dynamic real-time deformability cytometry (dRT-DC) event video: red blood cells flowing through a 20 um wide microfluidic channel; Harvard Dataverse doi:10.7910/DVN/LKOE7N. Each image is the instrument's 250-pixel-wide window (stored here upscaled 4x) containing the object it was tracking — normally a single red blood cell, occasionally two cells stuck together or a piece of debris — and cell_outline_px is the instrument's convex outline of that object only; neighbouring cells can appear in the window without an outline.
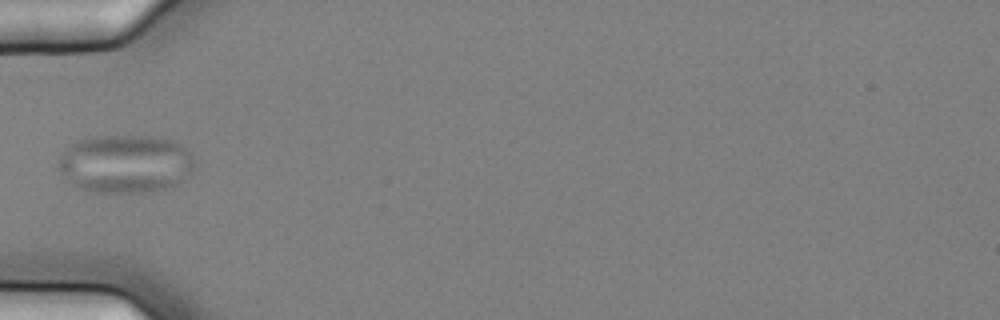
{"species": "common noctule bat (a hibernating species)", "species_latin": "Nyctalus noctula", "temperature_condition": "cold", "stored_images_in_passage": 10, "camera_frame_rate_fps": 3000, "um_per_image_px": 0.085, "animal": {"sex": "female", "body_mass_g": 25.1}, "frame": {"image": 1, "passage_image": 1, "time_ms": 0.0, "image_size_px": [1000, 320], "cell_outline_px": [[192, 172], [188, 176], [172, 188], [152, 192], [84, 192], [64, 180], [56, 168], [60, 156], [64, 148], [76, 140], [100, 136], [148, 136], [172, 140], [180, 144], [192, 156]], "centroid_in_image_um": [10.58, 13.95], "position_along_channel_um": 74.4, "area_um2": 46.99}}
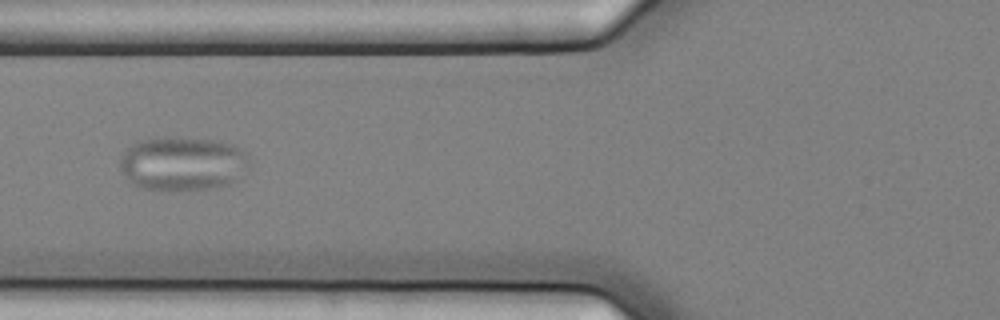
{"frame": {"image": 2, "passage_image": 2, "time_ms": 0.333, "image_size_px": [1000, 320], "cell_outline_px": [[248, 168], [236, 180], [228, 184], [208, 188], [144, 188], [132, 184], [128, 180], [120, 168], [120, 160], [124, 152], [132, 144], [140, 140], [156, 136], [168, 136], [220, 140], [232, 144], [248, 152]], "centroid_in_image_um": [15.54, 13.84], "position_along_channel_um": 110.3, "area_um2": 40.58}}
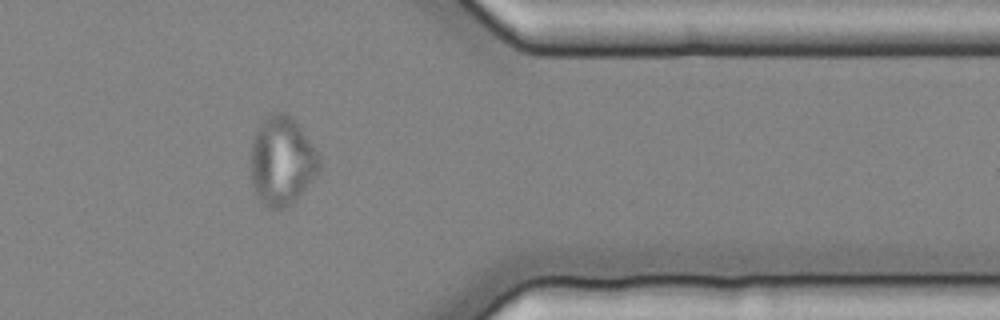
{"frame": {"image": 3, "passage_image": 9, "time_ms": 2.667, "image_size_px": [1000, 320], "cell_outline_px": [[320, 168], [316, 176], [288, 204], [280, 208], [268, 208], [256, 196], [252, 184], [252, 140], [260, 124], [272, 112], [288, 112], [292, 116], [320, 156]], "centroid_in_image_um": [23.96, 13.64], "position_along_channel_um": 387.4, "area_um2": 34.74}}